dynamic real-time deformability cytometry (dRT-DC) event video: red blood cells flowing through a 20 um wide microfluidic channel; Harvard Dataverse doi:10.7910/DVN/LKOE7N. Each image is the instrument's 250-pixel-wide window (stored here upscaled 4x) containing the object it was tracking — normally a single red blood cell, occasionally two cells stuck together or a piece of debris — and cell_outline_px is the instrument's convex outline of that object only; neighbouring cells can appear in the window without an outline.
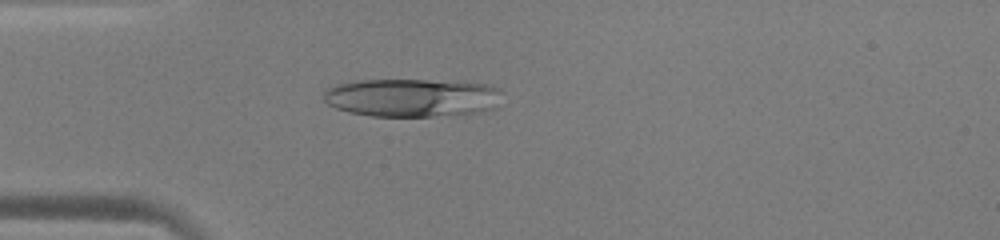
{"species": "human", "species_latin": "Homo sapiens", "temperature_condition": "warm", "stored_images_in_passage": 49, "camera_frame_rate_fps": 3000, "um_per_image_px": 0.085, "donor": {"sex": "male"}, "frame": {"image": 1, "passage_image": 12, "time_ms": 3.667, "image_size_px": [1000, 240], "cell_outline_px": [[504, 92], [496, 108], [476, 112], [432, 116], [372, 116], [348, 112], [336, 108], [328, 104], [324, 100], [324, 88], [336, 84], [352, 80], [456, 80], [488, 84], [500, 88]], "centroid_in_image_um": [35.05, 8.27], "position_along_channel_um": 50.0, "area_um2": 40.52}}
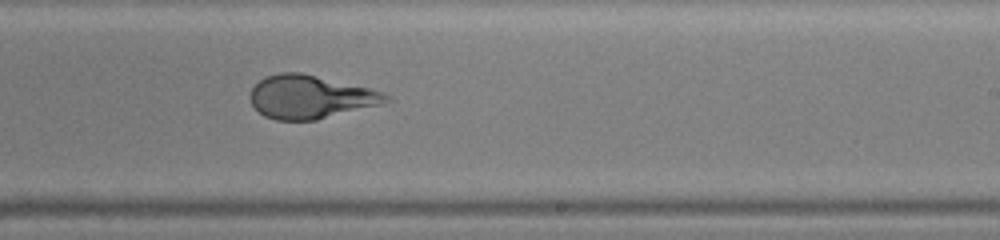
{"frame": {"image": 2, "passage_image": 29, "time_ms": 9.333, "image_size_px": [1000, 240], "cell_outline_px": [[392, 100], [380, 104], [316, 120], [276, 120], [264, 116], [252, 104], [248, 96], [252, 88], [264, 76], [280, 72], [304, 72], [384, 92], [392, 96]], "centroid_in_image_um": [26.36, 8.22], "position_along_channel_um": 262.6, "area_um2": 34.33}}
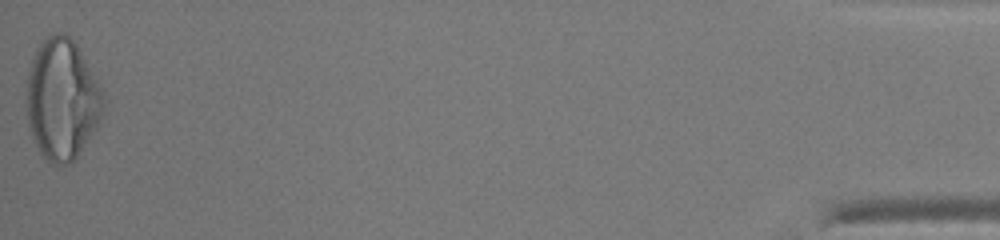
{"frame": {"image": 3, "passage_image": 49, "time_ms": 16.0, "image_size_px": [1000, 240], "cell_outline_px": [[104, 104], [96, 128], [76, 156], [68, 164], [56, 164], [48, 160], [40, 152], [28, 128], [28, 72], [36, 48], [52, 32], [64, 32], [76, 44], [96, 80], [104, 96]], "centroid_in_image_um": [5.26, 8.43], "position_along_channel_um": 429.9, "area_um2": 53.0}, "authors_computed_cell_mechanics": {"area_um2": 40.1132, "velocity_mm_per_s": 3.9702, "shape_relaxation_time_tau1_ms": 6.3492, "shape_relaxation_time_tau2_ms": null, "deformation_change_tau1": 0.2722, "deformation_change_tau2": null}}